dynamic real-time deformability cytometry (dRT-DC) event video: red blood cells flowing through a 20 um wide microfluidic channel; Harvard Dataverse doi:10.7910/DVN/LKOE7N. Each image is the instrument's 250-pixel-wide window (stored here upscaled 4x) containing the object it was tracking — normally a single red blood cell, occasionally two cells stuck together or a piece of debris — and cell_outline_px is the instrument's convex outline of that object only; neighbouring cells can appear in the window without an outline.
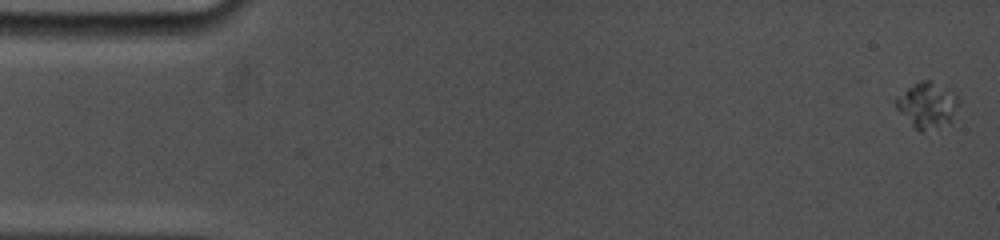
{"species": "common noctule bat (a hibernating species)", "species_latin": "Nyctalus noctula", "temperature_condition": "cold", "stored_images_in_passage": 5, "camera_frame_rate_fps": 5000, "um_per_image_px": 0.085, "animal": {"sex": "female", "body_mass_g": 19.0, "forearm_length_mm": 53.3}, "frame": {"image": 1, "passage_image": 5, "time_ms": 0.8, "image_size_px": [1000, 240], "cell_outline_px": [[960, 100], [952, 124], [924, 132], [920, 132], [896, 108], [896, 100], [908, 88], [920, 80], [932, 80], [956, 92]], "centroid_in_image_um": [78.92, 8.95], "position_along_channel_um": 6.1, "area_um2": 16.94}}